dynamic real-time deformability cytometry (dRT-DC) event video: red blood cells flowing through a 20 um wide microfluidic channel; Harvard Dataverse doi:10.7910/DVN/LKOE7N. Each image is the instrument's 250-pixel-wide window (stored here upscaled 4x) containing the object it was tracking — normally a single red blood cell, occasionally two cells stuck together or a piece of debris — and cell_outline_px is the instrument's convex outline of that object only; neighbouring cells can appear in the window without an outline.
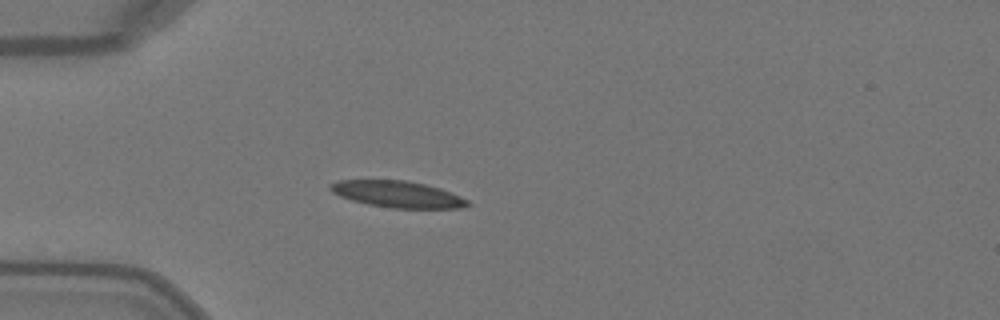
{"species": "Egyptian fruit bat (a non-hibernating species)", "species_latin": "Rousettus aegyptiacus", "temperature_condition": "warm", "stored_images_in_passage": 38, "camera_frame_rate_fps": 3000, "um_per_image_px": 0.085, "animal": {"sex": "female"}, "frame": {"image": 1, "passage_image": 9, "time_ms": 2.667, "image_size_px": [1000, 320], "cell_outline_px": [[472, 204], [460, 208], [392, 208], [368, 204], [352, 200], [340, 196], [332, 192], [328, 188], [328, 184], [340, 180], [408, 180], [440, 188], [460, 196], [468, 200]], "centroid_in_image_um": [33.78, 16.5], "position_along_channel_um": 51.2, "area_um2": 21.21}}
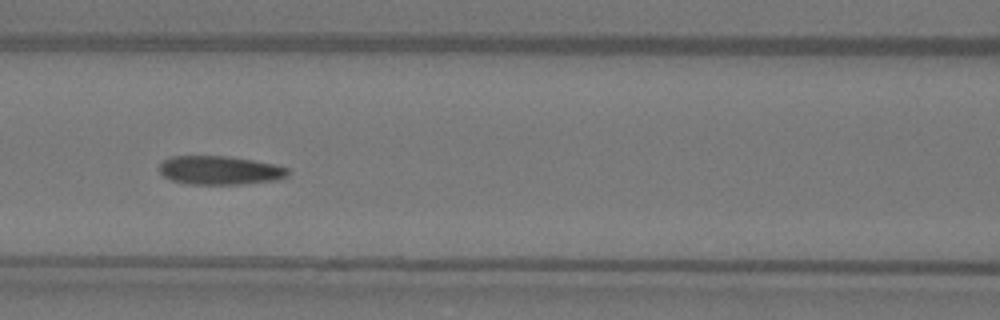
{"frame": {"image": 2, "passage_image": 17, "time_ms": 5.333, "image_size_px": [1000, 320], "cell_outline_px": [[288, 176], [276, 180], [240, 184], [188, 184], [172, 180], [164, 176], [160, 172], [160, 164], [164, 160], [172, 156], [228, 156], [276, 164], [288, 168]], "centroid_in_image_um": [18.7, 14.47], "position_along_channel_um": 147.9, "area_um2": 21.44}}
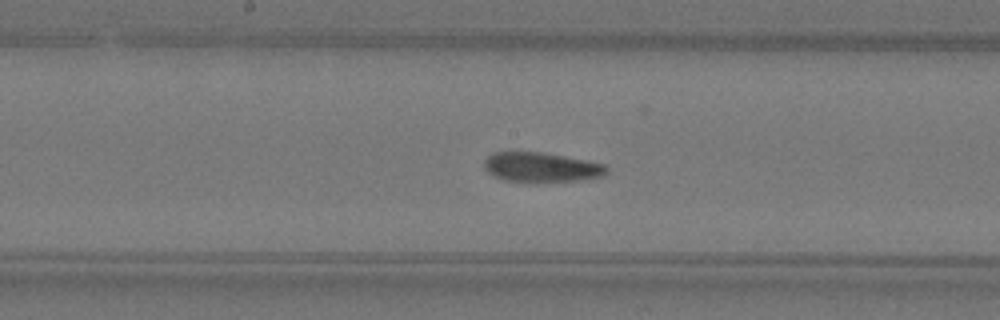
{"frame": {"image": 3, "passage_image": 21, "time_ms": 6.667, "image_size_px": [1000, 320], "cell_outline_px": [[608, 172], [604, 176], [588, 180], [532, 184], [504, 180], [488, 172], [484, 168], [484, 160], [492, 152], [544, 152], [604, 164], [608, 168]], "centroid_in_image_um": [46.04, 14.26], "position_along_channel_um": 202.2, "area_um2": 21.91}, "authors_computed_cell_mechanics": {"area_um2": 21.5016, "velocity_mm_per_s": 4.073, "shape_relaxation_time_tau1_ms": 5.0219, "shape_relaxation_time_tau2_ms": 1.9252, "deformation_change_tau1": 0.1634, "deformation_change_tau2": 0.0722}}